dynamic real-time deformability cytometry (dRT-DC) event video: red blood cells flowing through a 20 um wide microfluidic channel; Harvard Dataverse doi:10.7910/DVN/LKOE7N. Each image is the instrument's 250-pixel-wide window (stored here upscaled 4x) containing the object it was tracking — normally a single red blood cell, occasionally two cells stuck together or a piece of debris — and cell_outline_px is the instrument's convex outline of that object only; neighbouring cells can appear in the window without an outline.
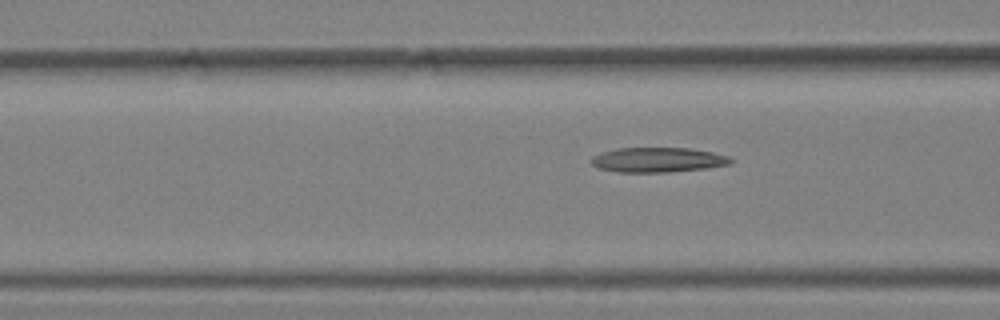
{"species": "Egyptian fruit bat (a non-hibernating species)", "species_latin": "Rousettus aegyptiacus", "temperature_condition": "warm", "stored_images_in_passage": 29, "camera_frame_rate_fps": 3000, "um_per_image_px": 0.085, "animal": {"sex": "female"}, "frame": {"image": 1, "passage_image": 25, "time_ms": 8.0, "image_size_px": [1000, 320], "cell_outline_px": [[732, 164], [704, 168], [668, 172], [616, 172], [596, 168], [588, 160], [592, 156], [616, 148], [692, 148], [712, 152], [728, 156], [732, 160]], "centroid_in_image_um": [55.87, 13.59], "position_along_channel_um": 110.7, "area_um2": 20.23}}